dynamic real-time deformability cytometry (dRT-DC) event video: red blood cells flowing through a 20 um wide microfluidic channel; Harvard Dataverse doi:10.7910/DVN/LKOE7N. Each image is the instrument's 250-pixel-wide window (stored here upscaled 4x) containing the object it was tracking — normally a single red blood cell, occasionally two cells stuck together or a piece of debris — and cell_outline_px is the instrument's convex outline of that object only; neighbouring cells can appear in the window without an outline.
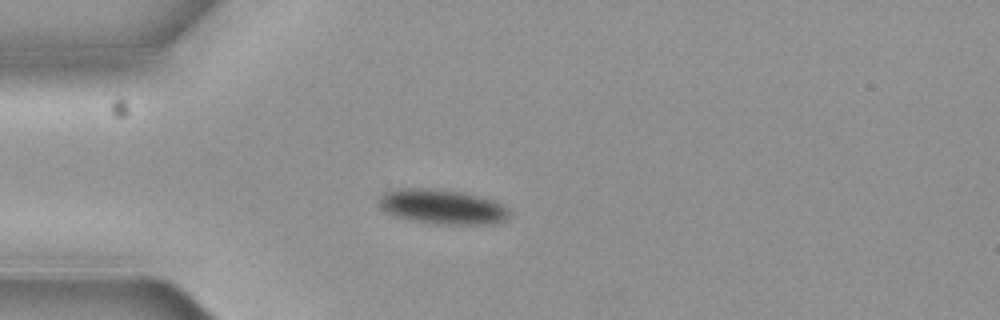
{"species": "common noctule bat (a hibernating species)", "species_latin": "Nyctalus noctula", "temperature_condition": "cold", "stored_images_in_passage": 7, "camera_frame_rate_fps": 3000, "um_per_image_px": 0.085, "animal": {"sex": "female", "body_mass_g": 19.3, "forearm_length_mm": 54.1}, "frame": {"image": 1, "passage_image": 5, "time_ms": 1.333, "image_size_px": [1000, 320], "cell_outline_px": [[512, 212], [504, 220], [496, 224], [432, 224], [408, 220], [392, 216], [384, 212], [380, 208], [376, 200], [384, 192], [392, 188], [424, 188], [460, 192], [492, 200], [504, 204]], "centroid_in_image_um": [37.52, 17.59], "position_along_channel_um": 47.5, "area_um2": 26.88}}
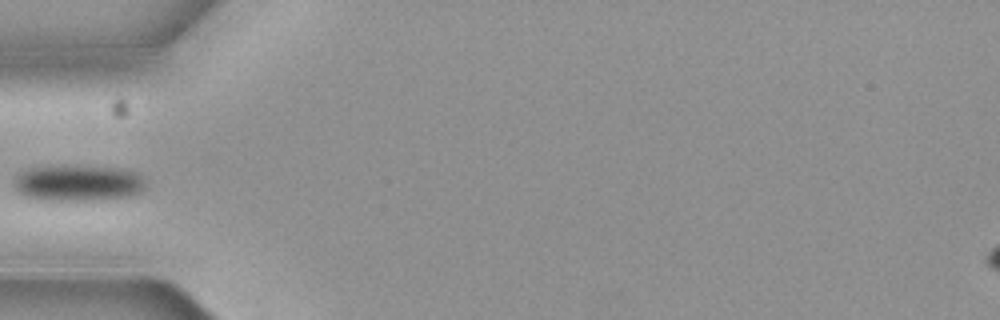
{"frame": {"image": 2, "passage_image": 6, "time_ms": 1.667, "image_size_px": [1000, 320], "cell_outline_px": [[148, 180], [144, 188], [140, 192], [132, 196], [92, 200], [36, 200], [24, 196], [12, 184], [16, 176], [20, 172], [32, 168], [116, 168], [136, 172]], "centroid_in_image_um": [6.67, 15.61], "position_along_channel_um": 78.3, "area_um2": 27.05}}
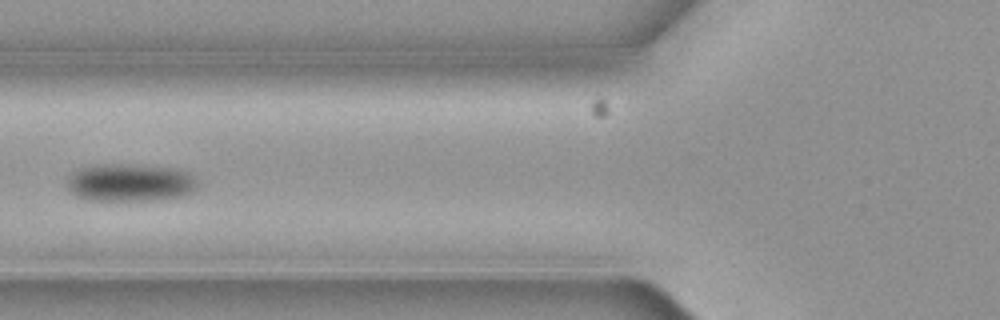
{"frame": {"image": 3, "passage_image": 7, "time_ms": 2.0, "image_size_px": [1000, 320], "cell_outline_px": [[200, 184], [192, 192], [184, 196], [156, 200], [88, 200], [76, 196], [68, 188], [68, 176], [76, 168], [92, 164], [132, 164], [176, 168], [188, 172]], "centroid_in_image_um": [11.05, 15.51], "position_along_channel_um": 114.7, "area_um2": 29.19}}